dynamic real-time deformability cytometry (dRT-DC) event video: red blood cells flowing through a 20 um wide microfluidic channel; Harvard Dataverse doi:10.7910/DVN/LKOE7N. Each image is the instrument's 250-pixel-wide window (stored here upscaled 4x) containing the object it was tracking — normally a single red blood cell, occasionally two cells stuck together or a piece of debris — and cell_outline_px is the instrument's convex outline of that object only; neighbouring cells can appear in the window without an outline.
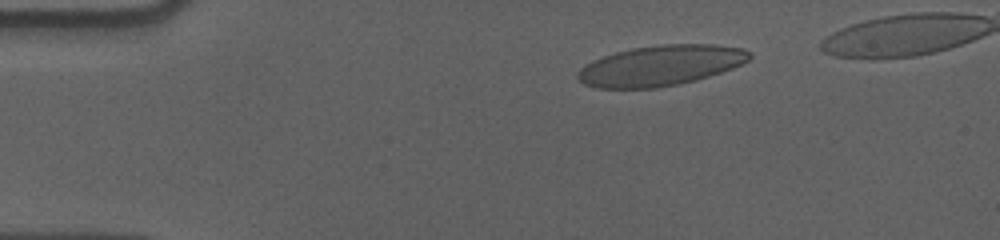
{"species": "human", "species_latin": "Homo sapiens", "temperature_condition": "cold", "stored_images_in_passage": 50, "camera_frame_rate_fps": 3000, "um_per_image_px": 0.085, "donor": {"sex": "male"}, "frame": {"image": 1, "passage_image": 7, "time_ms": 2.0, "image_size_px": [1000, 240], "cell_outline_px": [[752, 56], [748, 60], [732, 68], [696, 80], [656, 88], [596, 88], [584, 84], [576, 76], [576, 72], [584, 64], [592, 60], [616, 52], [632, 48], [660, 44], [712, 44], [744, 48], [752, 52]], "centroid_in_image_um": [56.13, 5.56], "position_along_channel_um": 28.9, "area_um2": 40.46}}
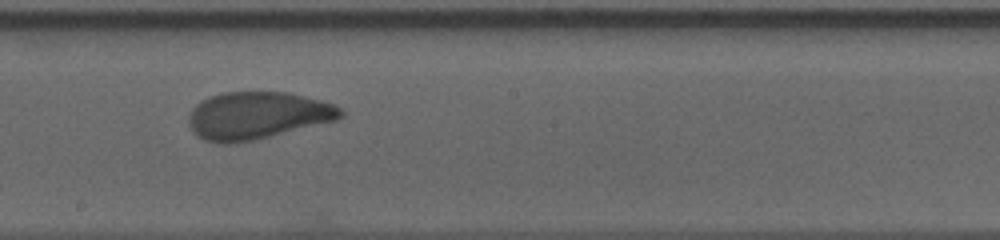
{"frame": {"image": 2, "passage_image": 29, "time_ms": 9.333, "image_size_px": [1000, 240], "cell_outline_px": [[344, 116], [336, 120], [252, 140], [228, 144], [216, 144], [204, 140], [196, 136], [192, 132], [188, 124], [188, 116], [192, 108], [196, 104], [212, 96], [224, 92], [288, 92], [336, 104], [344, 112]], "centroid_in_image_um": [21.84, 9.82], "position_along_channel_um": 226.4, "area_um2": 41.91}}
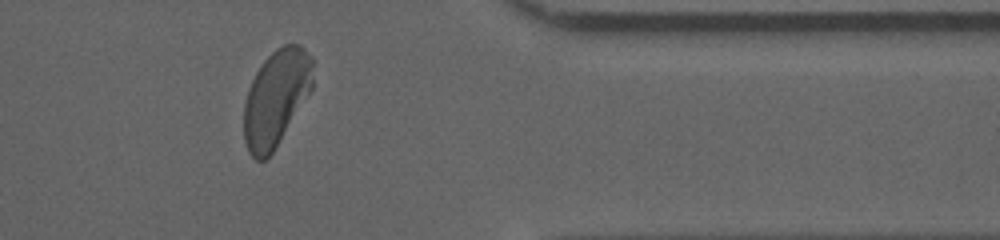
{"frame": {"image": 3, "passage_image": 44, "time_ms": 14.333, "image_size_px": [1000, 240], "cell_outline_px": [[312, 88], [272, 152], [264, 160], [256, 160], [248, 152], [244, 140], [244, 104], [248, 88], [256, 72], [264, 60], [276, 48], [284, 44], [300, 44], [304, 48], [312, 60]], "centroid_in_image_um": [23.44, 8.31], "position_along_channel_um": 388.0, "area_um2": 38.09}}